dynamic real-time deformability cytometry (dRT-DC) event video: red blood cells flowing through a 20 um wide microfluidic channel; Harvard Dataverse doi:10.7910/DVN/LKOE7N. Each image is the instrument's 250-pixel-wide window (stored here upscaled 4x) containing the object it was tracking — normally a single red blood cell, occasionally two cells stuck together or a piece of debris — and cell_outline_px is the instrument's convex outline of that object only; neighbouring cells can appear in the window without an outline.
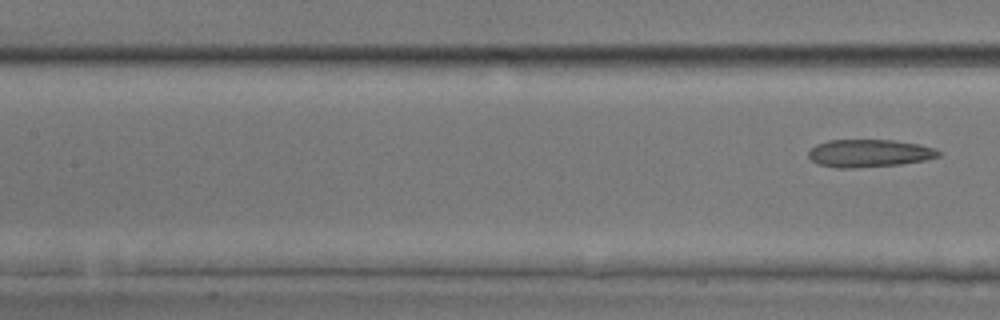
{"species": "common noctule bat (a hibernating species)", "species_latin": "Nyctalus noctula", "temperature_condition": "room temperature", "stored_images_in_passage": 4, "segment_of_instrument_passage": [2, 2], "camera_frame_rate_fps": 3000, "um_per_image_px": 0.085, "animal": {"sex": "male", "body_mass_g": 17.9, "forearm_length_mm": 54.2}, "frame": {"image": 1, "passage_image": 4, "time_ms": 1.0, "image_size_px": [1000, 320], "cell_outline_px": [[940, 156], [924, 160], [900, 164], [856, 168], [836, 168], [816, 164], [808, 156], [808, 152], [816, 144], [828, 140], [892, 140], [920, 144], [936, 148], [940, 152]], "centroid_in_image_um": [73.87, 13.03], "position_along_channel_um": 133.5, "area_um2": 21.1}}